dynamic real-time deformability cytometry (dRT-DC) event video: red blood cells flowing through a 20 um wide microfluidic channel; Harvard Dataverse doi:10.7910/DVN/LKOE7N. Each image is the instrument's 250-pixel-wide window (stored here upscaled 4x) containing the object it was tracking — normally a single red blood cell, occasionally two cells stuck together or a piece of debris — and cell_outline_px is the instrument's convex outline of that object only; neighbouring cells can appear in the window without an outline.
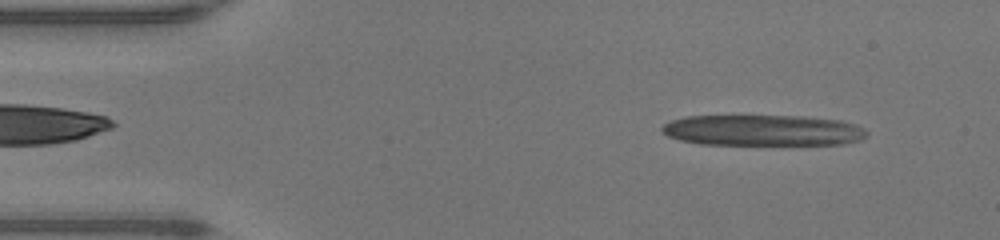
{"species": "human", "species_latin": "Homo sapiens", "temperature_condition": "warm", "stored_images_in_passage": 44, "camera_frame_rate_fps": 3000, "um_per_image_px": 0.085, "donor": {"sex": "male"}, "frame": {"image": 1, "passage_image": 3, "time_ms": 0.667, "image_size_px": [1000, 240], "cell_outline_px": [[868, 132], [860, 140], [844, 144], [700, 144], [680, 140], [668, 136], [660, 128], [664, 124], [672, 120], [684, 116], [800, 116], [840, 120], [864, 128]], "centroid_in_image_um": [64.82, 11.07], "position_along_channel_um": 20.2, "area_um2": 36.7}}
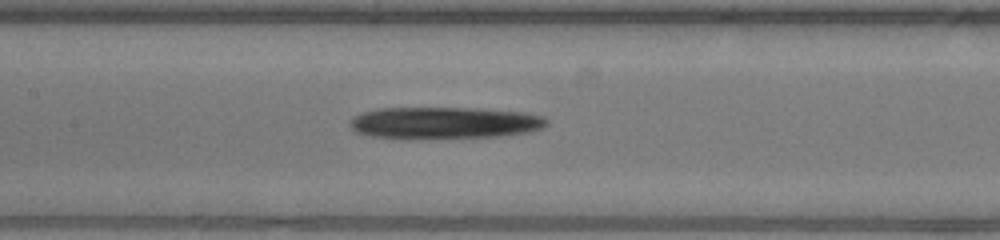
{"frame": {"image": 2, "passage_image": 19, "time_ms": 6.0, "image_size_px": [1000, 240], "cell_outline_px": [[548, 124], [540, 128], [528, 132], [500, 136], [408, 140], [400, 140], [372, 136], [356, 132], [348, 124], [348, 120], [364, 112], [380, 108], [472, 108], [524, 112], [544, 116], [548, 120]], "centroid_in_image_um": [37.73, 10.46], "position_along_channel_um": 169.7, "area_um2": 37.17}}
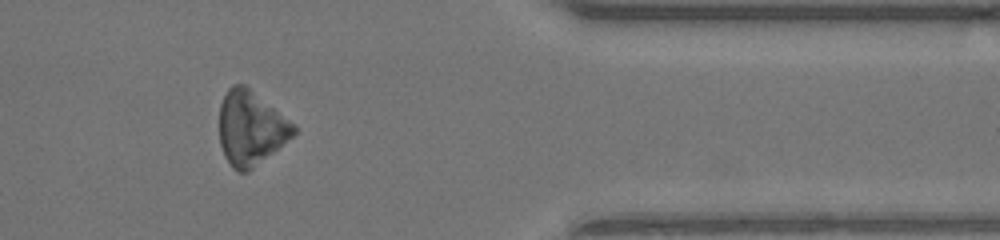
{"frame": {"image": 3, "passage_image": 36, "time_ms": 11.667, "image_size_px": [1000, 240], "cell_outline_px": [[296, 132], [292, 136], [248, 172], [240, 172], [232, 168], [224, 156], [220, 144], [220, 104], [228, 88], [232, 84], [244, 84], [296, 124]], "centroid_in_image_um": [21.3, 10.88], "position_along_channel_um": 390.1, "area_um2": 31.91}, "authors_computed_cell_mechanics": {"area_um2": 35.8649, "velocity_mm_per_s": 4.3438, "shape_relaxation_time_tau1_ms": 5.9177, "shape_relaxation_time_tau2_ms": null, "deformation_change_tau1": 0.232, "deformation_change_tau2": null}}